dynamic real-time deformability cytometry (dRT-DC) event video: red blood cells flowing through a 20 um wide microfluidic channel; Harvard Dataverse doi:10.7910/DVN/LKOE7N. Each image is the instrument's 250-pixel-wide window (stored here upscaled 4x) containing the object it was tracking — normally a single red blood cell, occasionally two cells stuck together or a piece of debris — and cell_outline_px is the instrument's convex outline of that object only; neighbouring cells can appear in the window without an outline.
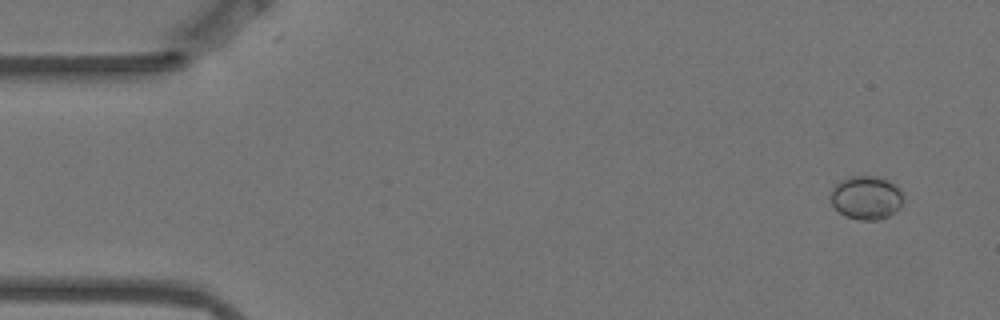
{"species": "Egyptian fruit bat (a non-hibernating species)", "species_latin": "Rousettus aegyptiacus", "temperature_condition": "warm", "stored_images_in_passage": 5, "camera_frame_rate_fps": 3000, "um_per_image_px": 0.085, "animal": {"sex": "female"}, "frame": {"image": 1, "passage_image": 1, "time_ms": 0.0, "image_size_px": [1000, 320], "cell_outline_px": [[900, 208], [888, 216], [880, 220], [860, 220], [848, 216], [840, 212], [832, 204], [832, 192], [836, 184], [840, 180], [852, 176], [876, 176], [888, 180], [896, 184], [900, 192]], "centroid_in_image_um": [73.64, 16.79], "position_along_channel_um": 11.4, "area_um2": 18.03}}